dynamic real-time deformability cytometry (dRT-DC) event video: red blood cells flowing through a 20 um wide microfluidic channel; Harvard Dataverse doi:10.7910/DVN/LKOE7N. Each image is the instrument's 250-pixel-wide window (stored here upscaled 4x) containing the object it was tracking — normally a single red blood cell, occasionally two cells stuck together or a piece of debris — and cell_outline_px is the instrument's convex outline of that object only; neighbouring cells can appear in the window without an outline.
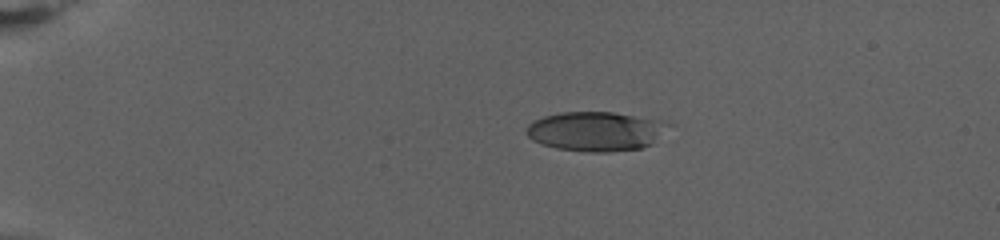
{"species": "human", "species_latin": "Homo sapiens", "temperature_condition": "warm", "stored_images_in_passage": 7, "camera_frame_rate_fps": 3000, "um_per_image_px": 0.085, "donor": {"sex": "female"}, "frame": {"image": 1, "passage_image": 1, "time_ms": 0.0, "image_size_px": [1000, 240], "cell_outline_px": [[660, 124], [652, 144], [640, 148], [608, 152], [588, 152], [556, 148], [540, 144], [532, 140], [524, 132], [528, 124], [532, 120], [544, 116], [560, 112], [612, 112], [660, 120]], "centroid_in_image_um": [50.42, 11.16], "position_along_channel_um": 34.6, "area_um2": 31.73}}
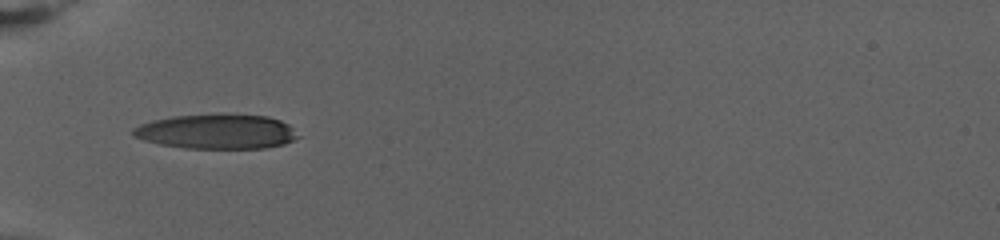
{"frame": {"image": 2, "passage_image": 5, "time_ms": 1.333, "image_size_px": [1000, 240], "cell_outline_px": [[304, 136], [284, 144], [264, 148], [184, 148], [160, 144], [144, 140], [132, 136], [132, 128], [140, 124], [152, 120], [172, 116], [220, 112], [268, 116], [280, 120], [288, 124]], "centroid_in_image_um": [18.46, 11.15], "position_along_channel_um": 66.5, "area_um2": 34.28}}
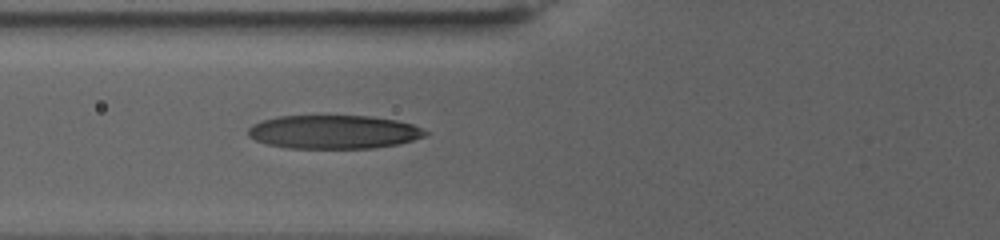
{"frame": {"image": 3, "passage_image": 7, "time_ms": 2.0, "image_size_px": [1000, 240], "cell_outline_px": [[428, 132], [424, 136], [412, 140], [396, 144], [372, 148], [288, 148], [268, 144], [256, 140], [248, 136], [248, 128], [252, 124], [260, 120], [280, 116], [372, 116], [396, 120], [412, 124]], "centroid_in_image_um": [28.32, 11.21], "position_along_channel_um": 97.5, "area_um2": 34.56}}